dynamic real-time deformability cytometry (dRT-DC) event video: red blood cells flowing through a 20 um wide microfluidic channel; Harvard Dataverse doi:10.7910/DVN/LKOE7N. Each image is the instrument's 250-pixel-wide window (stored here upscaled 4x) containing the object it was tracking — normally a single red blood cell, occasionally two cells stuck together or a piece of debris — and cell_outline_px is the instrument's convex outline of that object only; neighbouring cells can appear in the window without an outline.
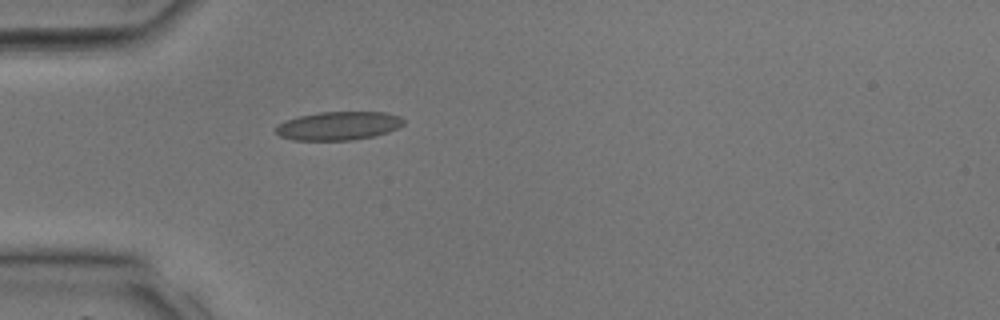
{"species": "common noctule bat (a hibernating species)", "species_latin": "Nyctalus noctula", "temperature_condition": "room temperature", "stored_images_in_passage": 26, "camera_frame_rate_fps": 3000, "um_per_image_px": 0.085, "animal": {"sex": "male", "body_mass_g": 17.9, "forearm_length_mm": 54.2}, "frame": {"image": 1, "passage_image": 1, "time_ms": 0.0, "image_size_px": [1000, 320], "cell_outline_px": [[404, 124], [388, 132], [372, 136], [352, 140], [292, 140], [280, 136], [276, 132], [276, 128], [284, 120], [300, 116], [320, 112], [384, 112], [400, 116], [404, 120]], "centroid_in_image_um": [28.77, 10.69], "position_along_channel_um": 56.2, "area_um2": 21.1}}
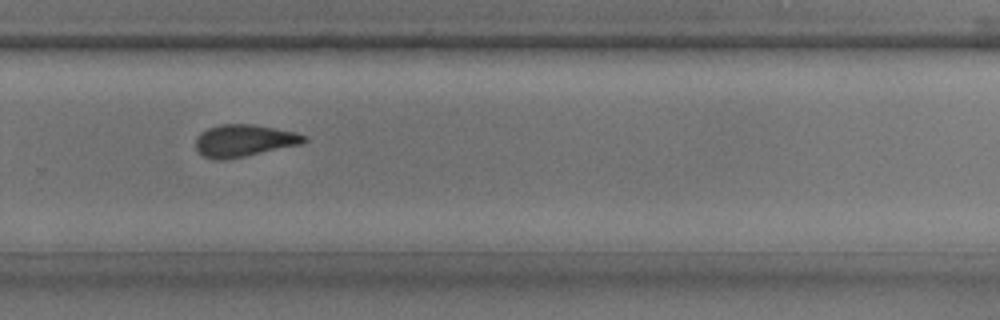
{"frame": {"image": 2, "passage_image": 15, "time_ms": 4.667, "image_size_px": [1000, 320], "cell_outline_px": [[308, 140], [300, 144], [244, 156], [224, 160], [216, 160], [204, 156], [196, 148], [196, 136], [200, 132], [208, 128], [220, 124], [252, 124], [296, 132], [308, 136]], "centroid_in_image_um": [20.73, 11.94], "position_along_channel_um": 309.1, "area_um2": 20.17}}
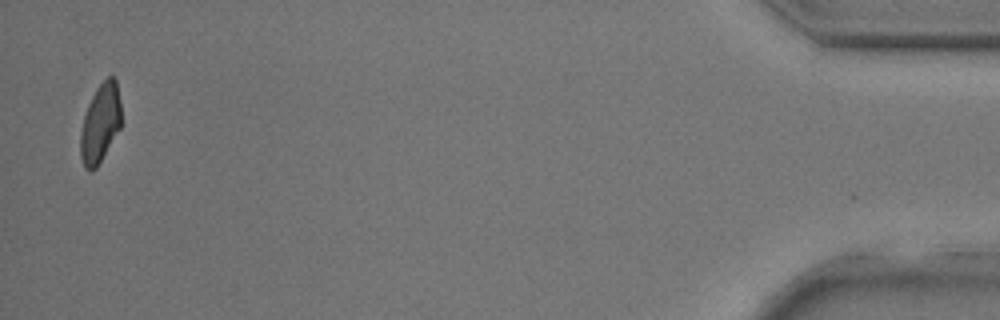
{"frame": {"image": 3, "passage_image": 26, "time_ms": 8.333, "image_size_px": [1000, 320], "cell_outline_px": [[120, 128], [96, 168], [92, 172], [84, 168], [80, 156], [80, 132], [84, 116], [88, 104], [96, 88], [112, 72], [116, 80], [120, 104]], "centroid_in_image_um": [8.5, 10.48], "position_along_channel_um": 426.7, "area_um2": 18.67}}